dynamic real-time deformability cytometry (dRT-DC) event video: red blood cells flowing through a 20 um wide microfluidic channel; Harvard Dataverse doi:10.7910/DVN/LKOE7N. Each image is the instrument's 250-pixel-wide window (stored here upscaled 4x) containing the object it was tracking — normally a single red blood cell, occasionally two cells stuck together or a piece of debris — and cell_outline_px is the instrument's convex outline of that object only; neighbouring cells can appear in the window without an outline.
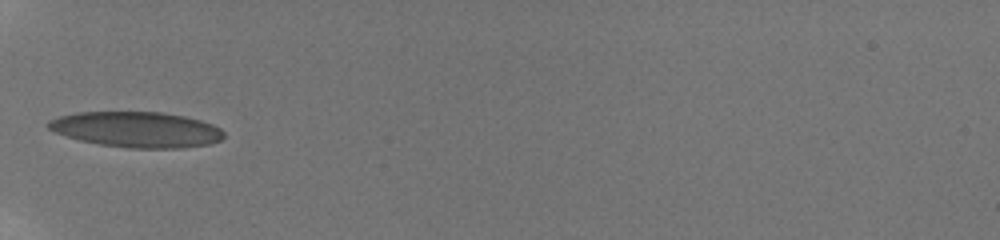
{"species": "human", "species_latin": "Homo sapiens", "temperature_condition": "room temperature", "stored_images_in_passage": 3, "camera_frame_rate_fps": 3000, "um_per_image_px": 0.085, "donor": {"sex": "male"}, "frame": {"image": 1, "passage_image": 1, "time_ms": 0.0, "image_size_px": [1000, 240], "cell_outline_px": [[224, 136], [220, 140], [212, 144], [180, 148], [128, 148], [100, 144], [80, 140], [56, 132], [48, 128], [48, 120], [60, 116], [80, 112], [160, 112], [184, 116], [200, 120], [212, 124], [220, 128], [224, 132]], "centroid_in_image_um": [11.65, 11.01], "position_along_channel_um": 73.3, "area_um2": 36.24}}